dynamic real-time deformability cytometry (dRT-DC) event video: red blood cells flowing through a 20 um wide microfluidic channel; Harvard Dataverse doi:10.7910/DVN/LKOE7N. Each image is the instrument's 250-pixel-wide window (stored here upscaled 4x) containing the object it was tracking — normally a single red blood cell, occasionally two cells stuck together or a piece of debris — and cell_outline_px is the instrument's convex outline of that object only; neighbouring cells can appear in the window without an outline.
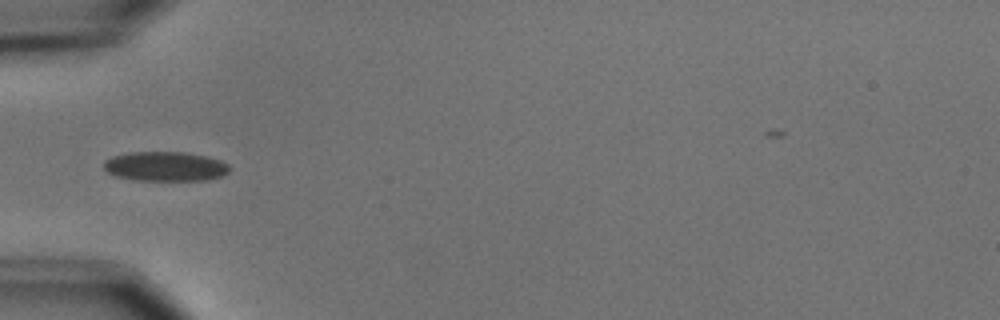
{"species": "common noctule bat (a hibernating species)", "species_latin": "Nyctalus noctula", "temperature_condition": "cold", "stored_images_in_passage": 6, "camera_frame_rate_fps": 3000, "um_per_image_px": 0.085, "animal": {"sex": "male", "body_mass_g": 15.6}, "frame": {"image": 1, "passage_image": 6, "time_ms": 5.667, "image_size_px": [1000, 320], "cell_outline_px": [[232, 168], [224, 176], [204, 180], [132, 180], [116, 176], [108, 172], [104, 168], [104, 160], [112, 156], [128, 152], [184, 152], [208, 156], [220, 160], [228, 164]], "centroid_in_image_um": [14.07, 14.14], "position_along_channel_um": 70.9, "area_um2": 21.85}}